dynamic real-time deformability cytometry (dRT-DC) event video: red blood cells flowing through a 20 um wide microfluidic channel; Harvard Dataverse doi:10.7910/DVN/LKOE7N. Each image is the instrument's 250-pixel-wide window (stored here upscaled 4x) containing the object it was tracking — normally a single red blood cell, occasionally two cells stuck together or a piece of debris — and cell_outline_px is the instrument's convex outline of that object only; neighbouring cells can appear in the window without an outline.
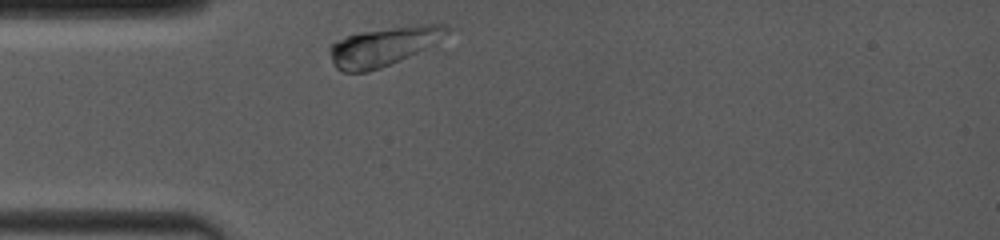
{"species": "common noctule bat (a hibernating species)", "species_latin": "Nyctalus noctula", "temperature_condition": "room temperature", "stored_images_in_passage": 26, "camera_frame_rate_fps": 4000, "um_per_image_px": 0.085, "animal": {"sex": "female", "body_mass_g": 19.0, "forearm_length_mm": 53.3}, "frame": {"image": 1, "passage_image": 1, "time_ms": 0.0, "image_size_px": [1000, 240], "cell_outline_px": [[448, 32], [436, 48], [380, 68], [368, 72], [340, 72], [332, 64], [328, 52], [328, 48], [332, 44], [348, 36], [360, 32], [412, 24], [448, 24]], "centroid_in_image_um": [32.7, 3.96], "position_along_channel_um": 52.3, "area_um2": 27.51}}